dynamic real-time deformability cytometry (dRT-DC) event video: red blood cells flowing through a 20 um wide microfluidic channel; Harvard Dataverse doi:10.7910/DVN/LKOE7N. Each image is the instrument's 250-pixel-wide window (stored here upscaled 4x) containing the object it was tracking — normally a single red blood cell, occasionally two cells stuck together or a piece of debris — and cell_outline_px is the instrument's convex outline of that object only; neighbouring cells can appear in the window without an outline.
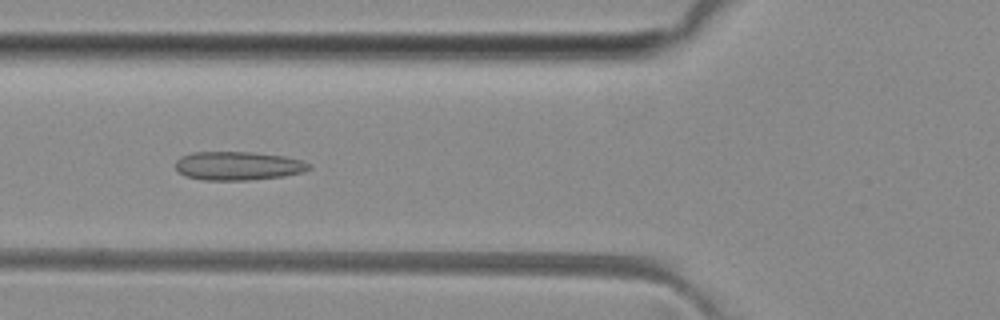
{"species": "common noctule bat (a hibernating species)", "species_latin": "Nyctalus noctula", "temperature_condition": "room temperature", "stored_images_in_passage": 50, "camera_frame_rate_fps": 3000, "um_per_image_px": 0.085, "animal": {"sex": "female", "body_mass_g": 29.2, "forearm_length_mm": 56.3}, "frame": {"image": 1, "passage_image": 18, "time_ms": 5.667, "image_size_px": [1000, 320], "cell_outline_px": [[312, 168], [304, 172], [284, 176], [252, 180], [204, 180], [184, 176], [176, 168], [176, 160], [180, 156], [192, 152], [252, 152], [284, 156], [304, 160], [312, 164]], "centroid_in_image_um": [20.28, 14.09], "position_along_channel_um": 105.5, "area_um2": 22.6}}
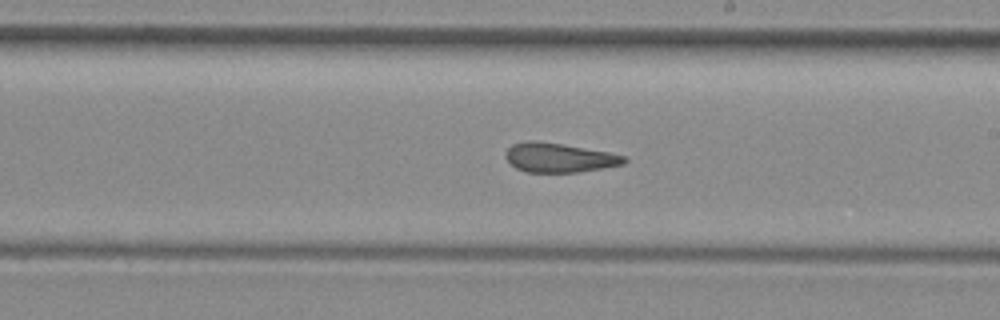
{"frame": {"image": 2, "passage_image": 28, "time_ms": 9.0, "image_size_px": [1000, 320], "cell_outline_px": [[628, 160], [624, 164], [604, 168], [576, 172], [524, 172], [516, 168], [504, 156], [504, 152], [512, 144], [560, 144], [608, 152], [624, 156]], "centroid_in_image_um": [47.58, 13.45], "position_along_channel_um": 241.4, "area_um2": 19.36}}
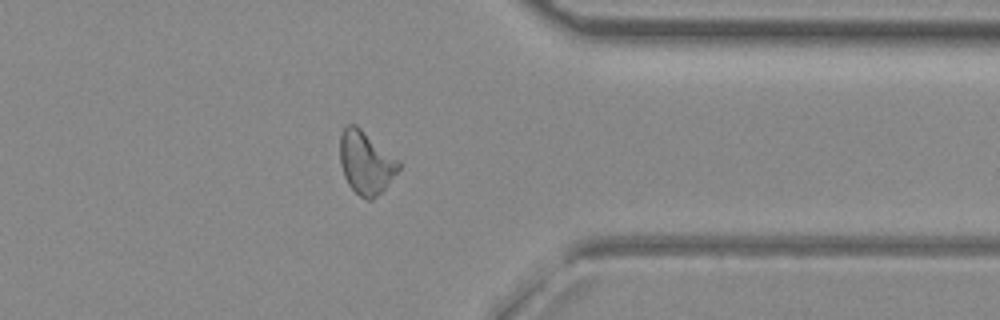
{"frame": {"image": 3, "passage_image": 39, "time_ms": 12.667, "image_size_px": [1000, 320], "cell_outline_px": [[400, 168], [384, 188], [372, 200], [368, 200], [360, 196], [348, 184], [344, 176], [340, 164], [340, 136], [344, 128], [348, 124], [356, 124], [400, 160]], "centroid_in_image_um": [31.09, 13.79], "position_along_channel_um": 380.3, "area_um2": 21.44}, "authors_computed_cell_mechanics": {"area_um2": 21.6461, "velocity_mm_per_s": 4.0695, "shape_relaxation_time_tau1_ms": null, "shape_relaxation_time_tau2_ms": 2.8661, "deformation_change_tau1": null, "deformation_change_tau2": 0.0968}}